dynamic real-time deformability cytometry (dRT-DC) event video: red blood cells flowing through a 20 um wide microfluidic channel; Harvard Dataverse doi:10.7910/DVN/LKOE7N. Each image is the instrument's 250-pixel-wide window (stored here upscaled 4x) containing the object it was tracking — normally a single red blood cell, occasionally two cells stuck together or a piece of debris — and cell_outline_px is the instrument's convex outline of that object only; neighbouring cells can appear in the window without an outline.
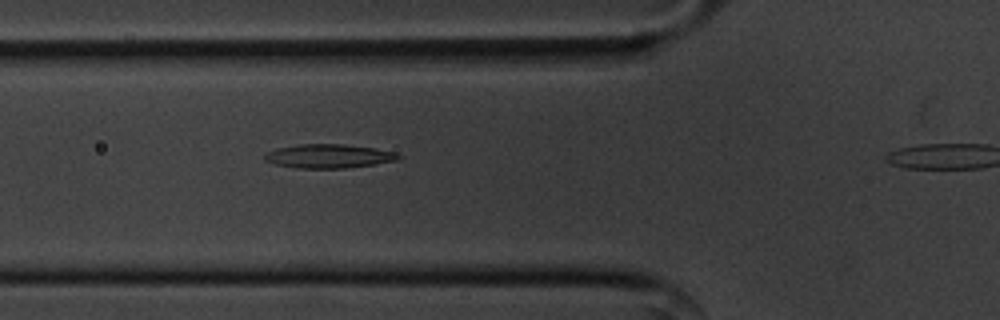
{"species": "common noctule bat (a hibernating species)", "species_latin": "Nyctalus noctula", "temperature_condition": "cold", "stored_images_in_passage": 8, "camera_frame_rate_fps": 3000, "um_per_image_px": 0.085, "animal": {"sex": "male", "body_mass_g": 20.1, "forearm_length_mm": 53.5}, "frame": {"image": 1, "passage_image": 7, "time_ms": 2.0, "image_size_px": [1000, 320], "cell_outline_px": [[404, 156], [400, 160], [376, 164], [344, 168], [296, 168], [276, 164], [264, 160], [264, 152], [276, 148], [300, 144], [344, 144], [376, 148], [396, 152]], "centroid_in_image_um": [27.98, 13.26], "position_along_channel_um": 97.8, "area_um2": 18.9}}